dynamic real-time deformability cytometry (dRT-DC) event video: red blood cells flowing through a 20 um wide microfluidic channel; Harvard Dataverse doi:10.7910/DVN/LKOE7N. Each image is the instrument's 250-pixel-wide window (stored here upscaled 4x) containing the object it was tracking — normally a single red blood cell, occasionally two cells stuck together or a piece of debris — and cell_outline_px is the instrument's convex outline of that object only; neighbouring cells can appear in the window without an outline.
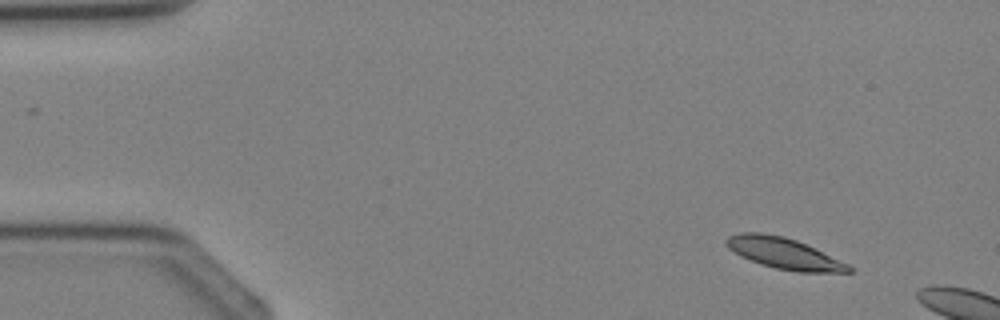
{"species": "Egyptian fruit bat (a non-hibernating species)", "species_latin": "Rousettus aegyptiacus", "temperature_condition": "cold", "stored_images_in_passage": 2, "camera_frame_rate_fps": 3000, "um_per_image_px": 0.085, "animal": {"sex": "female"}, "frame": {"image": 1, "passage_image": 1, "time_ms": 0.0, "image_size_px": [1000, 320], "cell_outline_px": [[852, 272], [796, 272], [776, 268], [760, 264], [740, 256], [728, 248], [724, 244], [724, 240], [728, 236], [740, 232], [760, 232], [784, 236], [796, 240], [848, 264], [852, 268]], "centroid_in_image_um": [66.57, 21.52], "position_along_channel_um": 18.4, "area_um2": 22.08}}